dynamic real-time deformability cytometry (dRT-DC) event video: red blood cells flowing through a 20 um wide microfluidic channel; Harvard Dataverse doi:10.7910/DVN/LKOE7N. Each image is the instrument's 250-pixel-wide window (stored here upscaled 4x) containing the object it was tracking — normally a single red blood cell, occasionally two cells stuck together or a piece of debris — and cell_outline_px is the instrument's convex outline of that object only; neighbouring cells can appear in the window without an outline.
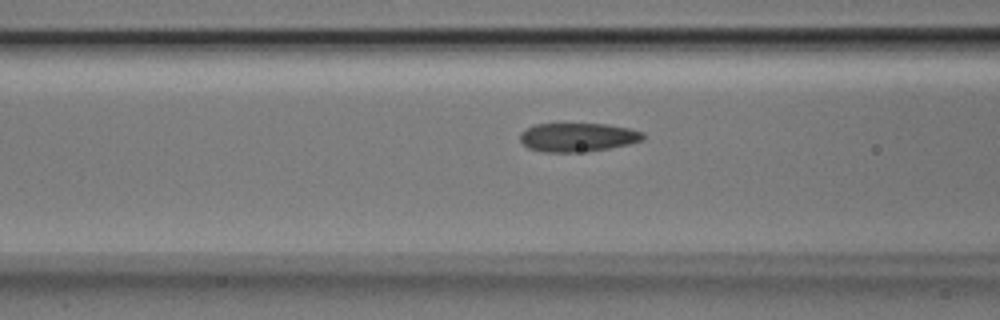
{"species": "Egyptian fruit bat (a non-hibernating species)", "species_latin": "Rousettus aegyptiacus", "temperature_condition": "room temperature", "stored_images_in_passage": 38, "camera_frame_rate_fps": 3000, "um_per_image_px": 0.085, "animal": {"sex": "male"}, "frame": {"image": 1, "passage_image": 16, "time_ms": 5.0, "image_size_px": [1000, 320], "cell_outline_px": [[644, 140], [628, 144], [588, 152], [544, 152], [528, 148], [520, 140], [520, 132], [536, 124], [608, 124], [628, 128], [644, 132]], "centroid_in_image_um": [49.12, 11.67], "position_along_channel_um": 117.5, "area_um2": 20.63}}
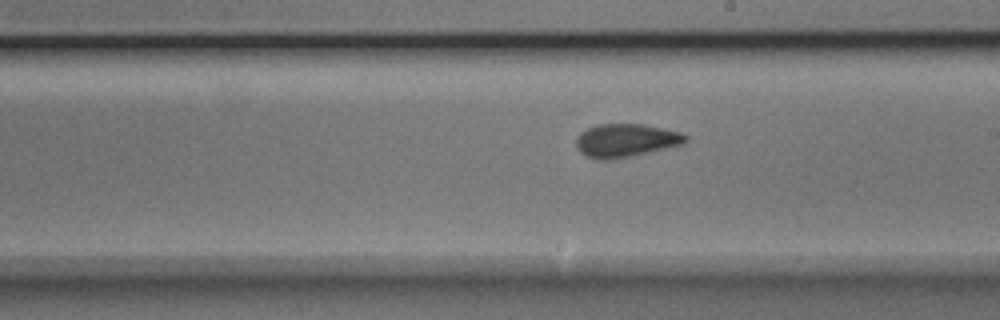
{"frame": {"image": 2, "passage_image": 25, "time_ms": 8.0, "image_size_px": [1000, 320], "cell_outline_px": [[688, 140], [684, 144], [612, 160], [596, 160], [584, 156], [576, 148], [576, 136], [580, 132], [588, 128], [600, 124], [644, 124], [664, 128], [680, 132], [688, 136]], "centroid_in_image_um": [53.17, 11.94], "position_along_channel_um": 235.8, "area_um2": 21.44}}
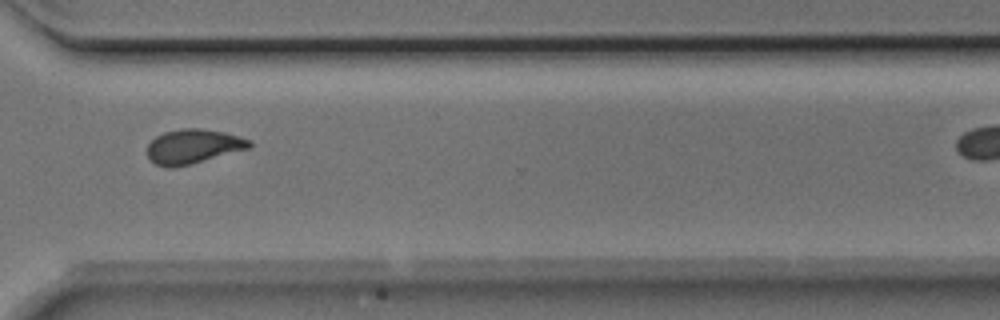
{"frame": {"image": 3, "passage_image": 34, "time_ms": 11.0, "image_size_px": [1000, 320], "cell_outline_px": [[252, 144], [248, 148], [188, 164], [168, 168], [156, 164], [148, 156], [148, 144], [156, 136], [164, 132], [180, 128], [200, 128], [224, 132], [252, 140]], "centroid_in_image_um": [16.4, 12.42], "position_along_channel_um": 354.2, "area_um2": 20.06}}